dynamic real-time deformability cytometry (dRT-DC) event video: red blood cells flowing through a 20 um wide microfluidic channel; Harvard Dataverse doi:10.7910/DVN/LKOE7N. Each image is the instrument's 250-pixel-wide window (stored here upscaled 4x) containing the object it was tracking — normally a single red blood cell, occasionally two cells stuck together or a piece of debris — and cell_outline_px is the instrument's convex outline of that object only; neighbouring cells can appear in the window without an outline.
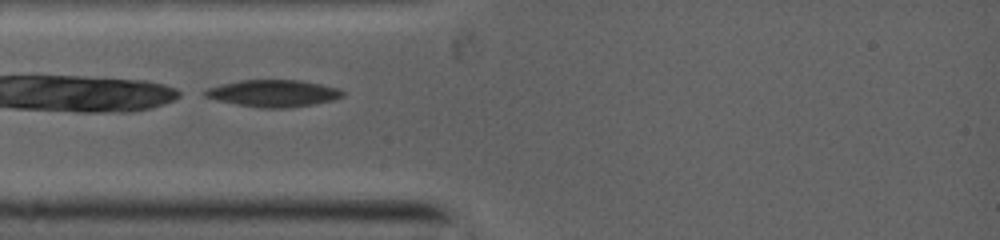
{"species": "common noctule bat (a hibernating species)", "species_latin": "Nyctalus noctula", "temperature_condition": "warm", "stored_images_in_passage": 3, "camera_frame_rate_fps": 5000, "um_per_image_px": 0.085, "animal": {"sex": "female", "body_mass_g": 19.0, "forearm_length_mm": 53.3}, "frame": {"image": 1, "passage_image": 1, "time_ms": 0.0, "image_size_px": [1000, 240], "cell_outline_px": [[344, 96], [332, 100], [312, 104], [288, 108], [264, 108], [240, 104], [220, 100], [204, 96], [204, 92], [208, 88], [240, 80], [296, 80], [320, 84], [336, 88], [344, 92]], "centroid_in_image_um": [23.26, 7.93], "position_along_channel_um": 61.7, "area_um2": 21.04}}
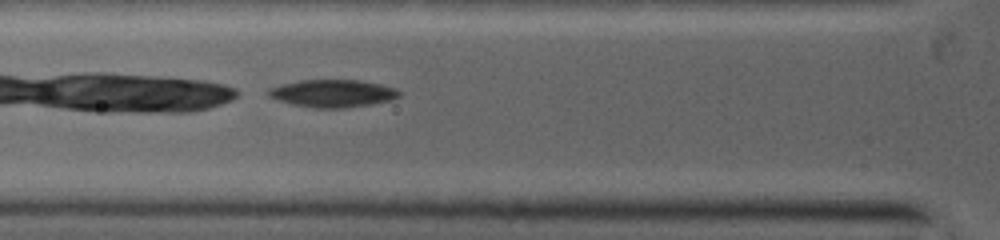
{"frame": {"image": 2, "passage_image": 3, "time_ms": 0.8, "image_size_px": [1000, 240], "cell_outline_px": [[400, 92], [396, 96], [388, 100], [368, 104], [344, 108], [316, 108], [296, 104], [280, 100], [268, 96], [268, 92], [272, 88], [284, 84], [300, 80], [356, 80], [380, 84], [396, 88]], "centroid_in_image_um": [28.28, 7.93], "position_along_channel_um": 97.5, "area_um2": 20.29}}